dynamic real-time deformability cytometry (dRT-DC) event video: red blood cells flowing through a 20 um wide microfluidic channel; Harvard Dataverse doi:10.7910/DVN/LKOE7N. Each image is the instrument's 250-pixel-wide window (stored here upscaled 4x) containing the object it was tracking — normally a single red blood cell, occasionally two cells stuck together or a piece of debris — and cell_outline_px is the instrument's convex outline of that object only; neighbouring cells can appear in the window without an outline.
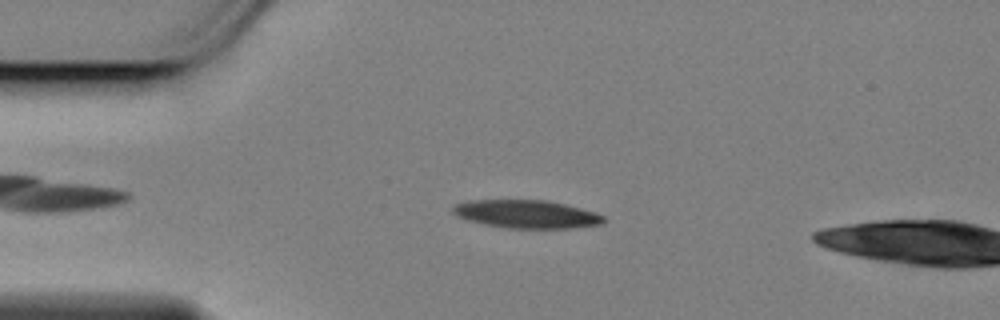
{"species": "Egyptian fruit bat (a non-hibernating species)", "species_latin": "Rousettus aegyptiacus", "temperature_condition": "cold", "stored_images_in_passage": 52, "camera_frame_rate_fps": 3000, "um_per_image_px": 0.085, "animal": {"sex": "female"}, "frame": {"image": 1, "passage_image": 10, "time_ms": 3.0, "image_size_px": [1000, 320], "cell_outline_px": [[604, 220], [600, 224], [572, 228], [508, 228], [484, 224], [468, 220], [456, 216], [452, 212], [452, 208], [456, 204], [472, 200], [548, 200], [580, 208], [604, 216]], "centroid_in_image_um": [44.72, 18.2], "position_along_channel_um": 40.3, "area_um2": 24.45}}
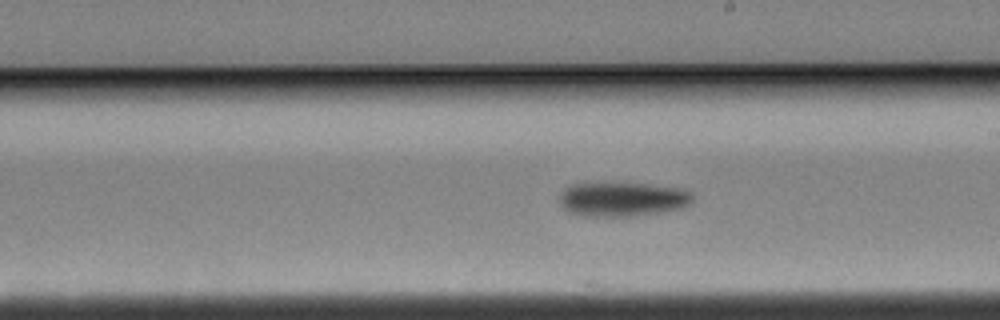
{"frame": {"image": 2, "passage_image": 29, "time_ms": 9.333, "image_size_px": [1000, 320], "cell_outline_px": [[692, 200], [688, 204], [680, 208], [664, 212], [636, 216], [580, 216], [568, 212], [560, 204], [560, 192], [564, 188], [572, 184], [644, 184], [676, 188], [688, 192], [692, 196]], "centroid_in_image_um": [52.84, 16.96], "position_along_channel_um": 236.2, "area_um2": 26.24}}
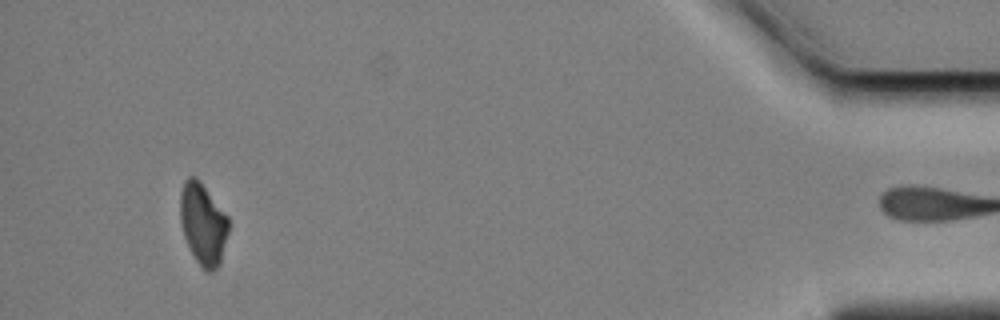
{"frame": {"image": 3, "passage_image": 51, "time_ms": 16.667, "image_size_px": [1000, 320], "cell_outline_px": [[228, 232], [220, 264], [212, 272], [208, 272], [196, 260], [184, 236], [180, 220], [180, 192], [184, 180], [188, 176], [196, 176], [200, 180], [228, 216]], "centroid_in_image_um": [17.25, 18.98], "position_along_channel_um": 417.9, "area_um2": 22.95}, "authors_computed_cell_mechanics": {"area_um2": 25.2008, "velocity_mm_per_s": 3.4604, "shape_relaxation_time_tau1_ms": 2.4671, "shape_relaxation_time_tau2_ms": null, "deformation_change_tau1": 0.1123, "deformation_change_tau2": null}}